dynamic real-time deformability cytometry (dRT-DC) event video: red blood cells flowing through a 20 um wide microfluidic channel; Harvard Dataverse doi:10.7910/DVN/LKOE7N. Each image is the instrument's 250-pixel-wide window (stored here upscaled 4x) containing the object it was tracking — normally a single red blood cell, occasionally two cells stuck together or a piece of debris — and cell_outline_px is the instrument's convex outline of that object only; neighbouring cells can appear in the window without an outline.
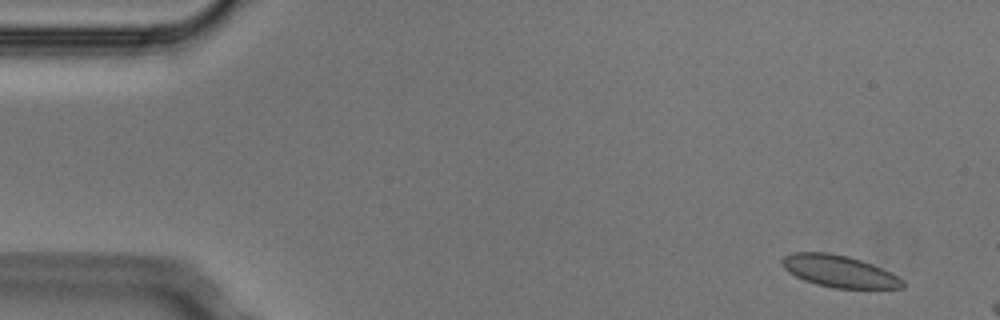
{"species": "Egyptian fruit bat (a non-hibernating species)", "species_latin": "Rousettus aegyptiacus", "temperature_condition": "cold", "stored_images_in_passage": 3, "camera_frame_rate_fps": 3000, "um_per_image_px": 0.085, "animal": {"sex": "male"}, "frame": {"image": 1, "passage_image": 1, "time_ms": 0.0, "image_size_px": [1000, 320], "cell_outline_px": [[904, 288], [832, 288], [816, 284], [804, 280], [788, 272], [784, 268], [780, 260], [784, 256], [796, 252], [828, 252], [848, 256], [872, 264], [904, 280]], "centroid_in_image_um": [71.29, 23.05], "position_along_channel_um": 13.7, "area_um2": 22.25}}